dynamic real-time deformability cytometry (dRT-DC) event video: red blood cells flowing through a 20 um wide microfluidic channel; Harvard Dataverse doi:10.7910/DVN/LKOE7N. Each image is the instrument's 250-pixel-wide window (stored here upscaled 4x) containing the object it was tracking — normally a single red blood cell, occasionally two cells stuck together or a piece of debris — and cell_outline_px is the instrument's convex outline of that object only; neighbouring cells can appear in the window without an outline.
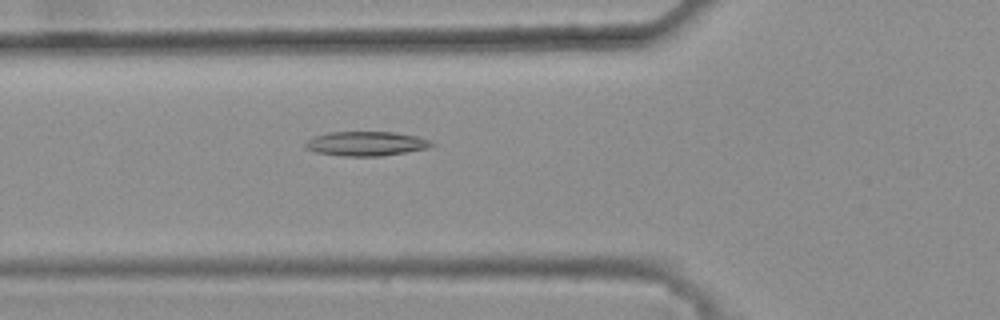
{"species": "common noctule bat (a hibernating species)", "species_latin": "Nyctalus noctula", "temperature_condition": "warm", "stored_images_in_passage": 33, "camera_frame_rate_fps": 3000, "um_per_image_px": 0.085, "animal": {"sex": "female", "body_mass_g": 25.1}, "frame": {"image": 1, "passage_image": 4, "time_ms": 1.0, "image_size_px": [1000, 320], "cell_outline_px": [[436, 144], [428, 148], [380, 156], [340, 156], [316, 152], [304, 148], [304, 144], [312, 136], [328, 132], [392, 132], [416, 136], [432, 140]], "centroid_in_image_um": [31.09, 12.21], "position_along_channel_um": 94.7, "area_um2": 18.03}}
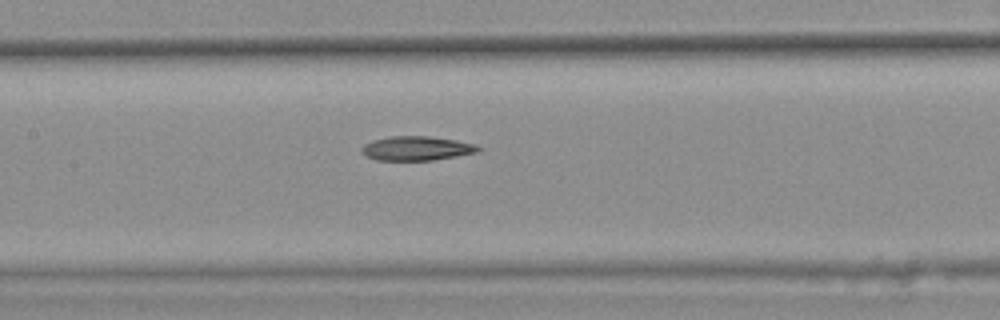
{"frame": {"image": 2, "passage_image": 10, "time_ms": 3.0, "image_size_px": [1000, 320], "cell_outline_px": [[484, 148], [480, 152], [432, 160], [376, 160], [360, 152], [360, 148], [364, 144], [372, 140], [392, 136], [428, 136], [456, 140], [476, 144]], "centroid_in_image_um": [35.44, 12.61], "position_along_channel_um": 172.0, "area_um2": 16.59}}
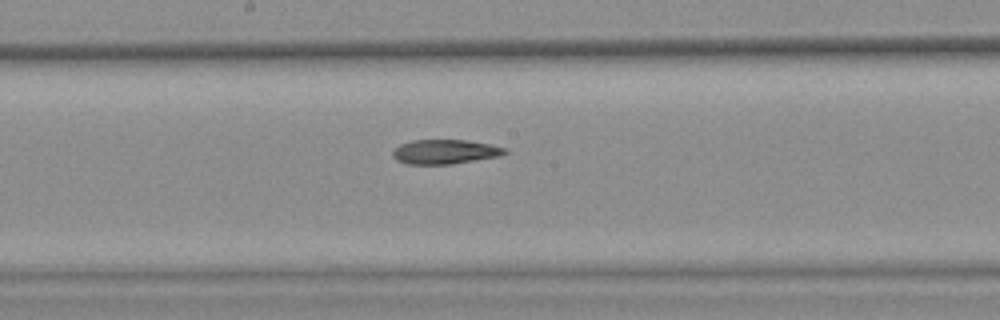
{"frame": {"image": 3, "passage_image": 13, "time_ms": 4.0, "image_size_px": [1000, 320], "cell_outline_px": [[508, 152], [500, 156], [452, 164], [408, 164], [396, 160], [392, 156], [392, 152], [400, 144], [412, 140], [468, 140], [508, 148]], "centroid_in_image_um": [37.83, 12.9], "position_along_channel_um": 210.4, "area_um2": 16.01}, "authors_computed_cell_mechanics": {"area_um2": 16.473, "velocity_mm_per_s": 3.8507, "shape_relaxation_time_tau1_ms": null, "shape_relaxation_time_tau2_ms": 6.3723, "deformation_change_tau1": null, "deformation_change_tau2": 0.1229}}